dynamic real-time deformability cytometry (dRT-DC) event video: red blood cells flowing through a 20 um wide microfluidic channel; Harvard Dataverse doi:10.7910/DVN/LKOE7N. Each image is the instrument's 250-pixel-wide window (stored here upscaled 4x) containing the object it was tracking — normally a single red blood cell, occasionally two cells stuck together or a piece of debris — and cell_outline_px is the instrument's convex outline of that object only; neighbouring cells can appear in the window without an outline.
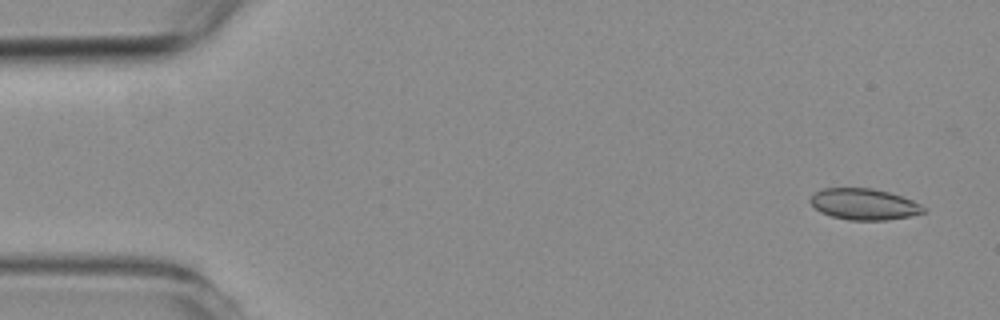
{"species": "common noctule bat (a hibernating species)", "species_latin": "Nyctalus noctula", "temperature_condition": "room temperature", "stored_images_in_passage": 2, "camera_frame_rate_fps": 3000, "um_per_image_px": 0.085, "animal": {"sex": "female", "body_mass_g": 19.3, "forearm_length_mm": 54.1}, "frame": {"image": 1, "passage_image": 1, "time_ms": 0.0, "image_size_px": [1000, 320], "cell_outline_px": [[928, 212], [912, 216], [888, 220], [848, 220], [832, 216], [820, 212], [808, 200], [816, 192], [824, 188], [872, 188], [888, 192], [912, 200], [928, 208]], "centroid_in_image_um": [73.5, 17.37], "position_along_channel_um": 11.5, "area_um2": 20.69}}
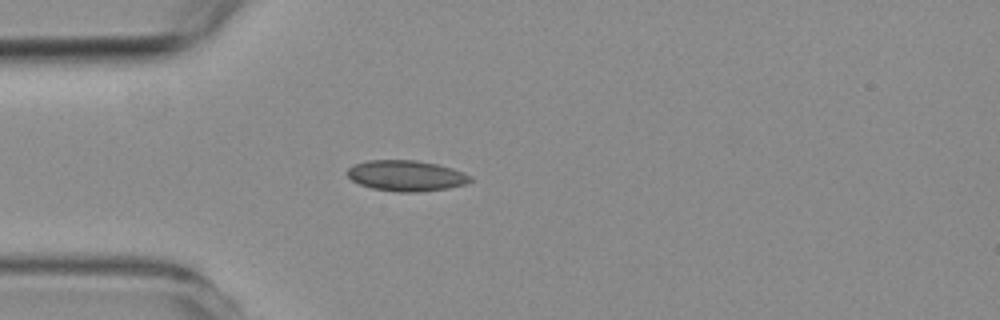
{"frame": {"image": 2, "passage_image": 2, "time_ms": 4.0, "image_size_px": [1000, 320], "cell_outline_px": [[472, 180], [464, 184], [448, 188], [420, 192], [396, 192], [372, 188], [360, 184], [352, 180], [344, 172], [352, 164], [368, 160], [416, 160], [436, 164], [452, 168], [464, 172], [472, 176]], "centroid_in_image_um": [34.5, 14.93], "position_along_channel_um": 50.5, "area_um2": 22.2}}